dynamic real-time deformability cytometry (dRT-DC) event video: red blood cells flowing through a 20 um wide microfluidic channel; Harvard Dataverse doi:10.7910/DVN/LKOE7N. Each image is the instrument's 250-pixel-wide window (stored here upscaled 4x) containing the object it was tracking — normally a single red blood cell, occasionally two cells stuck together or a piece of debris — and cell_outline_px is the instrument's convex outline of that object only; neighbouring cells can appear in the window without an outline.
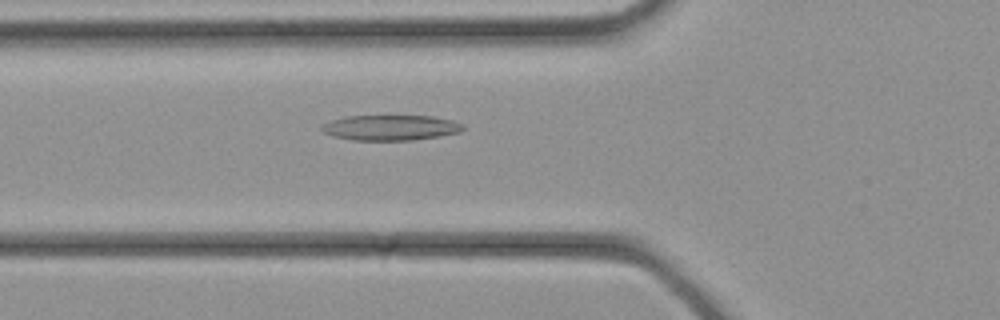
{"species": "common noctule bat (a hibernating species)", "species_latin": "Nyctalus noctula", "temperature_condition": "cold", "stored_images_in_passage": 24, "camera_frame_rate_fps": 3000, "um_per_image_px": 0.085, "animal": {"sex": "female", "body_mass_g": 21.9}, "frame": {"image": 1, "passage_image": 2, "time_ms": 0.333, "image_size_px": [1000, 320], "cell_outline_px": [[468, 128], [460, 132], [440, 136], [412, 140], [352, 140], [332, 136], [324, 132], [320, 128], [324, 124], [332, 120], [344, 116], [432, 116], [452, 120], [464, 124]], "centroid_in_image_um": [33.25, 10.85], "position_along_channel_um": 92.6, "area_um2": 20.98}}
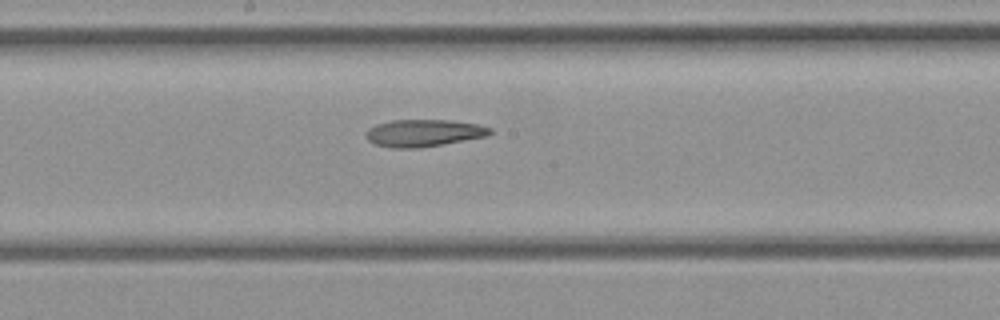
{"frame": {"image": 2, "passage_image": 8, "time_ms": 2.333, "image_size_px": [1000, 320], "cell_outline_px": [[492, 132], [488, 136], [420, 148], [392, 148], [376, 144], [368, 140], [364, 136], [368, 128], [376, 124], [392, 120], [448, 120], [476, 124], [492, 128]], "centroid_in_image_um": [35.99, 11.31], "position_along_channel_um": 212.2, "area_um2": 19.65}}
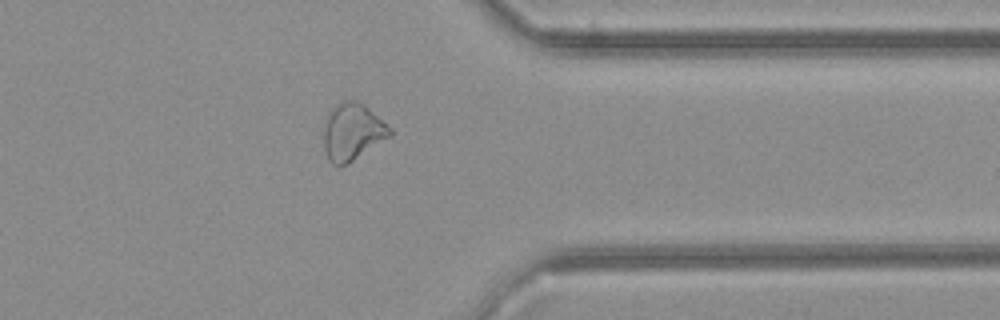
{"frame": {"image": 3, "passage_image": 17, "time_ms": 5.333, "image_size_px": [1000, 320], "cell_outline_px": [[392, 136], [348, 164], [340, 168], [332, 164], [328, 160], [324, 148], [324, 124], [328, 112], [332, 104], [348, 100], [356, 100], [364, 104], [392, 128]], "centroid_in_image_um": [29.95, 11.22], "position_along_channel_um": 381.5, "area_um2": 22.54}}